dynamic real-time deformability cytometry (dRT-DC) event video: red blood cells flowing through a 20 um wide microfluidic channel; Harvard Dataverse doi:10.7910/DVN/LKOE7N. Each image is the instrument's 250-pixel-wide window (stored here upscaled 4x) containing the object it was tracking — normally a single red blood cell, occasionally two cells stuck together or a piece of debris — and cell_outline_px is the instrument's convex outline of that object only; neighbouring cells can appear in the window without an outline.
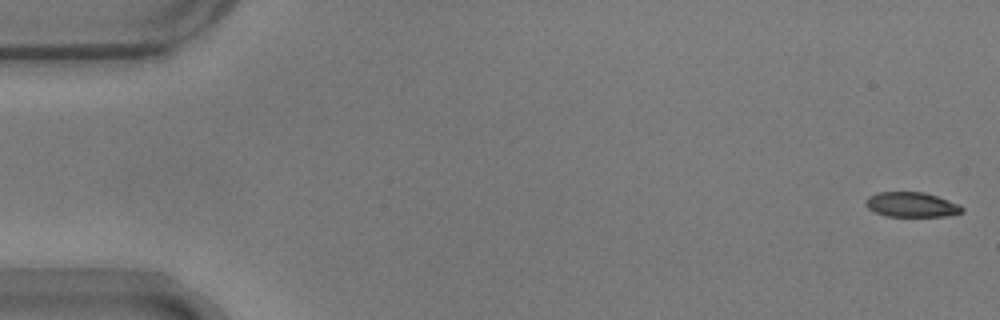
{"species": "common noctule bat (a hibernating species)", "species_latin": "Nyctalus noctula", "temperature_condition": "warm", "stored_images_in_passage": 55, "camera_frame_rate_fps": 3000, "um_per_image_px": 0.085, "animal": {"sex": "male", "body_mass_g": 17.9}, "frame": {"image": 1, "passage_image": 1, "time_ms": 0.0, "image_size_px": [1000, 320], "cell_outline_px": [[964, 212], [948, 216], [884, 216], [868, 208], [864, 204], [864, 200], [868, 196], [876, 192], [924, 192], [960, 204], [964, 208]], "centroid_in_image_um": [77.47, 17.39], "position_along_channel_um": 7.5, "area_um2": 14.1}}
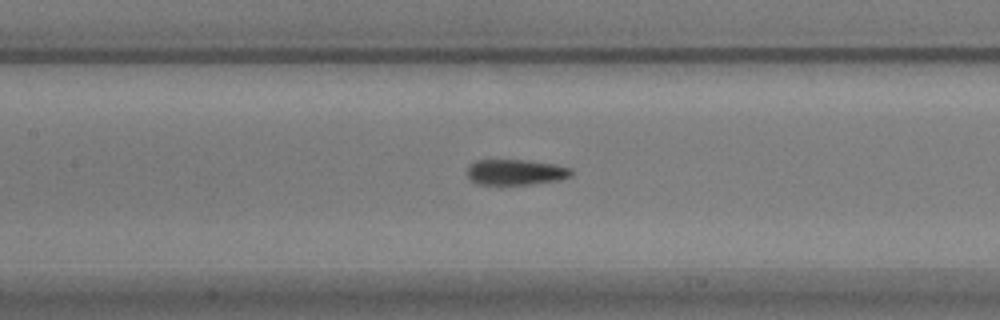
{"frame": {"image": 2, "passage_image": 25, "time_ms": 8.0, "image_size_px": [1000, 320], "cell_outline_px": [[572, 176], [560, 180], [528, 184], [476, 184], [468, 180], [468, 164], [476, 160], [528, 160], [552, 164], [572, 168]], "centroid_in_image_um": [43.81, 14.63], "position_along_channel_um": 163.6, "area_um2": 15.61}}
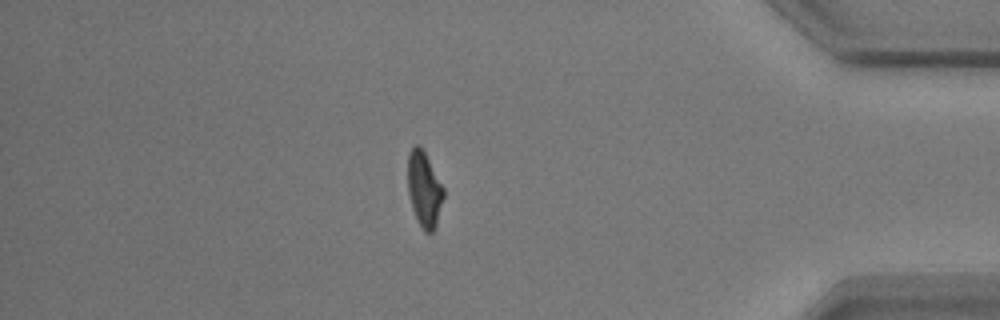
{"frame": {"image": 3, "passage_image": 47, "time_ms": 15.333, "image_size_px": [1000, 320], "cell_outline_px": [[444, 196], [436, 228], [432, 232], [424, 232], [412, 208], [408, 192], [408, 152], [416, 144], [420, 144], [444, 188]], "centroid_in_image_um": [36.06, 16.08], "position_along_channel_um": 399.1, "area_um2": 15.66}, "authors_computed_cell_mechanics": {"area_um2": 15.7216, "velocity_mm_per_s": 3.7105, "shape_relaxation_time_tau1_ms": 8.6101, "shape_relaxation_time_tau2_ms": 2.3287, "deformation_change_tau1": 0.2347, "deformation_change_tau2": 0.0835}}